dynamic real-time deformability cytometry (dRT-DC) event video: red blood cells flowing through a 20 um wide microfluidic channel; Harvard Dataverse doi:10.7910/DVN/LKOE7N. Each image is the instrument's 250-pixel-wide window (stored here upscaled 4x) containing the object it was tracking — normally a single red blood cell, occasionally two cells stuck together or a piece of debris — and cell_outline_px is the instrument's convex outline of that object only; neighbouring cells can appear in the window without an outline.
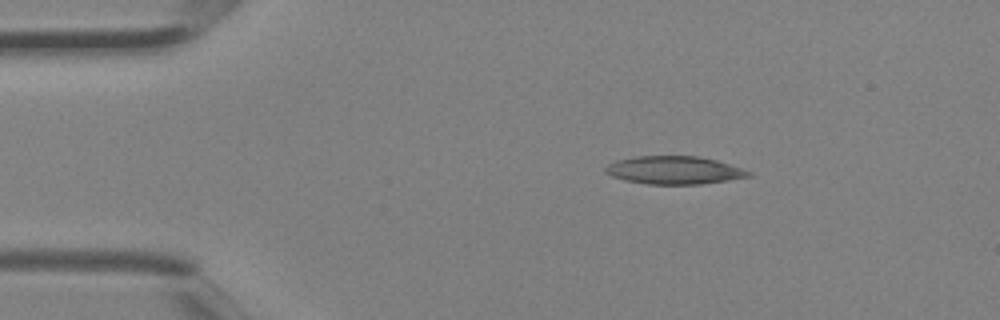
{"species": "Egyptian fruit bat (a non-hibernating species)", "species_latin": "Rousettus aegyptiacus", "temperature_condition": "room temperature", "stored_images_in_passage": 2, "camera_frame_rate_fps": 3000, "um_per_image_px": 0.085, "animal": {"sex": "female"}, "frame": {"image": 1, "passage_image": 1, "time_ms": 0.0, "image_size_px": [1000, 320], "cell_outline_px": [[752, 176], [728, 180], [700, 184], [648, 184], [624, 180], [612, 176], [604, 172], [604, 168], [608, 164], [616, 160], [636, 156], [700, 156], [716, 160], [752, 172]], "centroid_in_image_um": [57.28, 14.46], "position_along_channel_um": 27.7, "area_um2": 23.29}}